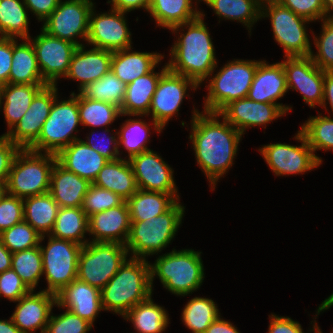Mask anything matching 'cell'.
Returning <instances> with one entry per match:
<instances>
[{"label":"cell","instance_id":"cell-1","mask_svg":"<svg viewBox=\"0 0 333 333\" xmlns=\"http://www.w3.org/2000/svg\"><path fill=\"white\" fill-rule=\"evenodd\" d=\"M203 112L194 108L189 138L199 167L215 188L218 179L233 165L243 134L224 118L220 123L219 113Z\"/></svg>","mask_w":333,"mask_h":333},{"label":"cell","instance_id":"cell-2","mask_svg":"<svg viewBox=\"0 0 333 333\" xmlns=\"http://www.w3.org/2000/svg\"><path fill=\"white\" fill-rule=\"evenodd\" d=\"M203 17L201 13L196 19L171 29L177 33L179 28H188L187 32L181 33L177 42L175 41L170 50L172 58L167 63L170 71L192 79L198 86L210 77L217 67L215 48Z\"/></svg>","mask_w":333,"mask_h":333},{"label":"cell","instance_id":"cell-3","mask_svg":"<svg viewBox=\"0 0 333 333\" xmlns=\"http://www.w3.org/2000/svg\"><path fill=\"white\" fill-rule=\"evenodd\" d=\"M150 264L130 257L100 290L103 310L124 316L131 308L152 296Z\"/></svg>","mask_w":333,"mask_h":333},{"label":"cell","instance_id":"cell-4","mask_svg":"<svg viewBox=\"0 0 333 333\" xmlns=\"http://www.w3.org/2000/svg\"><path fill=\"white\" fill-rule=\"evenodd\" d=\"M184 206L177 200L165 213L145 221H131L125 244L133 258L145 259L169 245L178 231L184 216Z\"/></svg>","mask_w":333,"mask_h":333},{"label":"cell","instance_id":"cell-5","mask_svg":"<svg viewBox=\"0 0 333 333\" xmlns=\"http://www.w3.org/2000/svg\"><path fill=\"white\" fill-rule=\"evenodd\" d=\"M201 252L184 249L163 254L155 263L150 264L151 287L157 275L164 288L185 296L198 289L204 280V267Z\"/></svg>","mask_w":333,"mask_h":333},{"label":"cell","instance_id":"cell-6","mask_svg":"<svg viewBox=\"0 0 333 333\" xmlns=\"http://www.w3.org/2000/svg\"><path fill=\"white\" fill-rule=\"evenodd\" d=\"M56 155L20 149L6 182L7 193L25 199L49 192Z\"/></svg>","mask_w":333,"mask_h":333},{"label":"cell","instance_id":"cell-7","mask_svg":"<svg viewBox=\"0 0 333 333\" xmlns=\"http://www.w3.org/2000/svg\"><path fill=\"white\" fill-rule=\"evenodd\" d=\"M260 62L237 59L225 64L209 80L204 111L219 113L230 102L246 98Z\"/></svg>","mask_w":333,"mask_h":333},{"label":"cell","instance_id":"cell-8","mask_svg":"<svg viewBox=\"0 0 333 333\" xmlns=\"http://www.w3.org/2000/svg\"><path fill=\"white\" fill-rule=\"evenodd\" d=\"M125 245L116 242H87L78 259L77 279L102 289L127 259Z\"/></svg>","mask_w":333,"mask_h":333},{"label":"cell","instance_id":"cell-9","mask_svg":"<svg viewBox=\"0 0 333 333\" xmlns=\"http://www.w3.org/2000/svg\"><path fill=\"white\" fill-rule=\"evenodd\" d=\"M71 98L58 102L55 98L50 114L43 124L38 140L29 148L31 151L57 155L66 146L80 138L72 133L80 124L78 94L71 93Z\"/></svg>","mask_w":333,"mask_h":333},{"label":"cell","instance_id":"cell-10","mask_svg":"<svg viewBox=\"0 0 333 333\" xmlns=\"http://www.w3.org/2000/svg\"><path fill=\"white\" fill-rule=\"evenodd\" d=\"M261 17H270L274 38L284 48L285 58L310 56L312 50L305 24L311 21L296 15L276 0L262 1Z\"/></svg>","mask_w":333,"mask_h":333},{"label":"cell","instance_id":"cell-11","mask_svg":"<svg viewBox=\"0 0 333 333\" xmlns=\"http://www.w3.org/2000/svg\"><path fill=\"white\" fill-rule=\"evenodd\" d=\"M48 244L41 246L43 274L48 287L45 290L58 294L64 287L77 279L78 259L82 245L48 235Z\"/></svg>","mask_w":333,"mask_h":333},{"label":"cell","instance_id":"cell-12","mask_svg":"<svg viewBox=\"0 0 333 333\" xmlns=\"http://www.w3.org/2000/svg\"><path fill=\"white\" fill-rule=\"evenodd\" d=\"M94 4L91 0H60L51 15L44 20L41 29L49 35L67 40L73 44L83 45L76 41L77 36L87 39L89 15Z\"/></svg>","mask_w":333,"mask_h":333},{"label":"cell","instance_id":"cell-13","mask_svg":"<svg viewBox=\"0 0 333 333\" xmlns=\"http://www.w3.org/2000/svg\"><path fill=\"white\" fill-rule=\"evenodd\" d=\"M295 139L302 144L293 146L276 143L264 145L259 149L275 175L301 174L317 168L322 163V159L314 154L301 130L298 131Z\"/></svg>","mask_w":333,"mask_h":333},{"label":"cell","instance_id":"cell-14","mask_svg":"<svg viewBox=\"0 0 333 333\" xmlns=\"http://www.w3.org/2000/svg\"><path fill=\"white\" fill-rule=\"evenodd\" d=\"M188 86L199 87L192 79L167 69L160 77L152 97L149 113H152L153 127L161 132L166 123L179 111Z\"/></svg>","mask_w":333,"mask_h":333},{"label":"cell","instance_id":"cell-15","mask_svg":"<svg viewBox=\"0 0 333 333\" xmlns=\"http://www.w3.org/2000/svg\"><path fill=\"white\" fill-rule=\"evenodd\" d=\"M35 49L38 68L42 78L49 85H56L60 77H65L77 45L67 40L49 35L43 29L40 35L31 40Z\"/></svg>","mask_w":333,"mask_h":333},{"label":"cell","instance_id":"cell-16","mask_svg":"<svg viewBox=\"0 0 333 333\" xmlns=\"http://www.w3.org/2000/svg\"><path fill=\"white\" fill-rule=\"evenodd\" d=\"M56 85L43 87L33 98L27 112L6 136L20 149H29L39 138L43 124L48 118L55 98Z\"/></svg>","mask_w":333,"mask_h":333},{"label":"cell","instance_id":"cell-17","mask_svg":"<svg viewBox=\"0 0 333 333\" xmlns=\"http://www.w3.org/2000/svg\"><path fill=\"white\" fill-rule=\"evenodd\" d=\"M286 74L287 90L302 94L303 100L314 108L322 106L324 92V71L315 65L310 56L287 57L281 62Z\"/></svg>","mask_w":333,"mask_h":333},{"label":"cell","instance_id":"cell-18","mask_svg":"<svg viewBox=\"0 0 333 333\" xmlns=\"http://www.w3.org/2000/svg\"><path fill=\"white\" fill-rule=\"evenodd\" d=\"M112 11L103 14L94 13V6L89 15L88 36L86 41L94 48L109 51L131 47V33L124 17L125 12Z\"/></svg>","mask_w":333,"mask_h":333},{"label":"cell","instance_id":"cell-19","mask_svg":"<svg viewBox=\"0 0 333 333\" xmlns=\"http://www.w3.org/2000/svg\"><path fill=\"white\" fill-rule=\"evenodd\" d=\"M136 179L138 189L171 194L179 200L172 168L153 150L132 156L128 159Z\"/></svg>","mask_w":333,"mask_h":333},{"label":"cell","instance_id":"cell-20","mask_svg":"<svg viewBox=\"0 0 333 333\" xmlns=\"http://www.w3.org/2000/svg\"><path fill=\"white\" fill-rule=\"evenodd\" d=\"M229 124L240 133L244 134L247 128L259 126L271 122L285 114V112L275 104L255 102L246 98L234 100L226 105L220 112Z\"/></svg>","mask_w":333,"mask_h":333},{"label":"cell","instance_id":"cell-21","mask_svg":"<svg viewBox=\"0 0 333 333\" xmlns=\"http://www.w3.org/2000/svg\"><path fill=\"white\" fill-rule=\"evenodd\" d=\"M33 292L31 290L17 301L18 304L11 316L22 333H32L39 328L41 333H44L52 308L56 305V294L42 290L36 294Z\"/></svg>","mask_w":333,"mask_h":333},{"label":"cell","instance_id":"cell-22","mask_svg":"<svg viewBox=\"0 0 333 333\" xmlns=\"http://www.w3.org/2000/svg\"><path fill=\"white\" fill-rule=\"evenodd\" d=\"M130 226L131 219L126 201L88 217V232L93 235V242H116L125 245Z\"/></svg>","mask_w":333,"mask_h":333},{"label":"cell","instance_id":"cell-23","mask_svg":"<svg viewBox=\"0 0 333 333\" xmlns=\"http://www.w3.org/2000/svg\"><path fill=\"white\" fill-rule=\"evenodd\" d=\"M286 74L281 62L267 64L261 61L256 69L247 98L255 102L278 105L285 113L291 110L289 106L276 103L287 93Z\"/></svg>","mask_w":333,"mask_h":333},{"label":"cell","instance_id":"cell-24","mask_svg":"<svg viewBox=\"0 0 333 333\" xmlns=\"http://www.w3.org/2000/svg\"><path fill=\"white\" fill-rule=\"evenodd\" d=\"M111 60L112 51L94 47L86 51L84 45L77 46L65 78L78 80L81 91L111 71Z\"/></svg>","mask_w":333,"mask_h":333},{"label":"cell","instance_id":"cell-25","mask_svg":"<svg viewBox=\"0 0 333 333\" xmlns=\"http://www.w3.org/2000/svg\"><path fill=\"white\" fill-rule=\"evenodd\" d=\"M56 306L66 308L92 325L103 310L100 289L78 279L56 294Z\"/></svg>","mask_w":333,"mask_h":333},{"label":"cell","instance_id":"cell-26","mask_svg":"<svg viewBox=\"0 0 333 333\" xmlns=\"http://www.w3.org/2000/svg\"><path fill=\"white\" fill-rule=\"evenodd\" d=\"M56 158L66 170L87 179L90 183L94 182L100 170L108 162L82 139L75 140L66 146L56 155Z\"/></svg>","mask_w":333,"mask_h":333},{"label":"cell","instance_id":"cell-27","mask_svg":"<svg viewBox=\"0 0 333 333\" xmlns=\"http://www.w3.org/2000/svg\"><path fill=\"white\" fill-rule=\"evenodd\" d=\"M91 183L66 170L57 161L52 172L49 193L59 207H81Z\"/></svg>","mask_w":333,"mask_h":333},{"label":"cell","instance_id":"cell-28","mask_svg":"<svg viewBox=\"0 0 333 333\" xmlns=\"http://www.w3.org/2000/svg\"><path fill=\"white\" fill-rule=\"evenodd\" d=\"M168 69L164 65L161 72H154L155 68L146 75L136 78L126 85L125 97L120 107L121 115L144 116L149 115L152 97L161 75Z\"/></svg>","mask_w":333,"mask_h":333},{"label":"cell","instance_id":"cell-29","mask_svg":"<svg viewBox=\"0 0 333 333\" xmlns=\"http://www.w3.org/2000/svg\"><path fill=\"white\" fill-rule=\"evenodd\" d=\"M131 48L112 52L111 71L126 85L151 72L164 57L159 53L130 52Z\"/></svg>","mask_w":333,"mask_h":333},{"label":"cell","instance_id":"cell-30","mask_svg":"<svg viewBox=\"0 0 333 333\" xmlns=\"http://www.w3.org/2000/svg\"><path fill=\"white\" fill-rule=\"evenodd\" d=\"M92 184L116 193L124 201L138 190L132 166L122 158L108 161Z\"/></svg>","mask_w":333,"mask_h":333},{"label":"cell","instance_id":"cell-31","mask_svg":"<svg viewBox=\"0 0 333 333\" xmlns=\"http://www.w3.org/2000/svg\"><path fill=\"white\" fill-rule=\"evenodd\" d=\"M49 84H6L1 89V107L8 123V132L20 121L29 109L33 98ZM2 100H5L2 102Z\"/></svg>","mask_w":333,"mask_h":333},{"label":"cell","instance_id":"cell-32","mask_svg":"<svg viewBox=\"0 0 333 333\" xmlns=\"http://www.w3.org/2000/svg\"><path fill=\"white\" fill-rule=\"evenodd\" d=\"M17 43L13 38V56L11 71L9 74L10 84H48L38 68L35 49L29 39Z\"/></svg>","mask_w":333,"mask_h":333},{"label":"cell","instance_id":"cell-33","mask_svg":"<svg viewBox=\"0 0 333 333\" xmlns=\"http://www.w3.org/2000/svg\"><path fill=\"white\" fill-rule=\"evenodd\" d=\"M58 209V203L49 192L23 199L24 221L41 236L51 233Z\"/></svg>","mask_w":333,"mask_h":333},{"label":"cell","instance_id":"cell-34","mask_svg":"<svg viewBox=\"0 0 333 333\" xmlns=\"http://www.w3.org/2000/svg\"><path fill=\"white\" fill-rule=\"evenodd\" d=\"M192 0H151L148 12L158 26L170 30L196 19L201 11L192 8Z\"/></svg>","mask_w":333,"mask_h":333},{"label":"cell","instance_id":"cell-35","mask_svg":"<svg viewBox=\"0 0 333 333\" xmlns=\"http://www.w3.org/2000/svg\"><path fill=\"white\" fill-rule=\"evenodd\" d=\"M176 201L171 194L138 189L126 202L131 221H145L165 213Z\"/></svg>","mask_w":333,"mask_h":333},{"label":"cell","instance_id":"cell-36","mask_svg":"<svg viewBox=\"0 0 333 333\" xmlns=\"http://www.w3.org/2000/svg\"><path fill=\"white\" fill-rule=\"evenodd\" d=\"M88 232V217L81 207H59L51 237L68 240L84 246L83 240Z\"/></svg>","mask_w":333,"mask_h":333},{"label":"cell","instance_id":"cell-37","mask_svg":"<svg viewBox=\"0 0 333 333\" xmlns=\"http://www.w3.org/2000/svg\"><path fill=\"white\" fill-rule=\"evenodd\" d=\"M153 302L151 296L131 308L123 318L134 325L138 333H162L168 326V313Z\"/></svg>","mask_w":333,"mask_h":333},{"label":"cell","instance_id":"cell-38","mask_svg":"<svg viewBox=\"0 0 333 333\" xmlns=\"http://www.w3.org/2000/svg\"><path fill=\"white\" fill-rule=\"evenodd\" d=\"M201 1V0H199ZM220 17L237 20L251 27L261 18L262 0H202Z\"/></svg>","mask_w":333,"mask_h":333},{"label":"cell","instance_id":"cell-39","mask_svg":"<svg viewBox=\"0 0 333 333\" xmlns=\"http://www.w3.org/2000/svg\"><path fill=\"white\" fill-rule=\"evenodd\" d=\"M27 7L20 0H0V37L29 39Z\"/></svg>","mask_w":333,"mask_h":333},{"label":"cell","instance_id":"cell-40","mask_svg":"<svg viewBox=\"0 0 333 333\" xmlns=\"http://www.w3.org/2000/svg\"><path fill=\"white\" fill-rule=\"evenodd\" d=\"M78 110L80 125L95 128L110 125L117 117L122 116L117 105L86 98L80 92Z\"/></svg>","mask_w":333,"mask_h":333},{"label":"cell","instance_id":"cell-41","mask_svg":"<svg viewBox=\"0 0 333 333\" xmlns=\"http://www.w3.org/2000/svg\"><path fill=\"white\" fill-rule=\"evenodd\" d=\"M219 309L212 299L194 297L185 305L182 321L192 333H204L212 322L218 318Z\"/></svg>","mask_w":333,"mask_h":333},{"label":"cell","instance_id":"cell-42","mask_svg":"<svg viewBox=\"0 0 333 333\" xmlns=\"http://www.w3.org/2000/svg\"><path fill=\"white\" fill-rule=\"evenodd\" d=\"M126 91L123 83L112 71L88 84L80 93L89 99L111 103L121 107Z\"/></svg>","mask_w":333,"mask_h":333},{"label":"cell","instance_id":"cell-43","mask_svg":"<svg viewBox=\"0 0 333 333\" xmlns=\"http://www.w3.org/2000/svg\"><path fill=\"white\" fill-rule=\"evenodd\" d=\"M11 268L20 276L30 290L35 289L43 275L40 247H33L12 254Z\"/></svg>","mask_w":333,"mask_h":333},{"label":"cell","instance_id":"cell-44","mask_svg":"<svg viewBox=\"0 0 333 333\" xmlns=\"http://www.w3.org/2000/svg\"><path fill=\"white\" fill-rule=\"evenodd\" d=\"M300 130L313 152L333 150V119L330 116L310 117Z\"/></svg>","mask_w":333,"mask_h":333},{"label":"cell","instance_id":"cell-45","mask_svg":"<svg viewBox=\"0 0 333 333\" xmlns=\"http://www.w3.org/2000/svg\"><path fill=\"white\" fill-rule=\"evenodd\" d=\"M44 237L24 220L0 233L3 245L11 253L37 247Z\"/></svg>","mask_w":333,"mask_h":333},{"label":"cell","instance_id":"cell-46","mask_svg":"<svg viewBox=\"0 0 333 333\" xmlns=\"http://www.w3.org/2000/svg\"><path fill=\"white\" fill-rule=\"evenodd\" d=\"M117 133L118 146L121 144L128 151V159L132 156L151 150L145 143L148 140L149 125L141 120L128 119Z\"/></svg>","mask_w":333,"mask_h":333},{"label":"cell","instance_id":"cell-47","mask_svg":"<svg viewBox=\"0 0 333 333\" xmlns=\"http://www.w3.org/2000/svg\"><path fill=\"white\" fill-rule=\"evenodd\" d=\"M322 34L319 38H314V44L318 53H310V57L323 71H333V18L325 17L322 19Z\"/></svg>","mask_w":333,"mask_h":333},{"label":"cell","instance_id":"cell-48","mask_svg":"<svg viewBox=\"0 0 333 333\" xmlns=\"http://www.w3.org/2000/svg\"><path fill=\"white\" fill-rule=\"evenodd\" d=\"M123 201L116 193L91 183L84 196L81 209L89 217L95 213L119 206Z\"/></svg>","mask_w":333,"mask_h":333},{"label":"cell","instance_id":"cell-49","mask_svg":"<svg viewBox=\"0 0 333 333\" xmlns=\"http://www.w3.org/2000/svg\"><path fill=\"white\" fill-rule=\"evenodd\" d=\"M92 326L87 320L66 309L58 316L50 315L44 333H87Z\"/></svg>","mask_w":333,"mask_h":333},{"label":"cell","instance_id":"cell-50","mask_svg":"<svg viewBox=\"0 0 333 333\" xmlns=\"http://www.w3.org/2000/svg\"><path fill=\"white\" fill-rule=\"evenodd\" d=\"M23 220V199L6 193L0 199V233Z\"/></svg>","mask_w":333,"mask_h":333},{"label":"cell","instance_id":"cell-51","mask_svg":"<svg viewBox=\"0 0 333 333\" xmlns=\"http://www.w3.org/2000/svg\"><path fill=\"white\" fill-rule=\"evenodd\" d=\"M282 6L289 8L296 15L309 21L324 19L326 17L323 0H276Z\"/></svg>","mask_w":333,"mask_h":333},{"label":"cell","instance_id":"cell-52","mask_svg":"<svg viewBox=\"0 0 333 333\" xmlns=\"http://www.w3.org/2000/svg\"><path fill=\"white\" fill-rule=\"evenodd\" d=\"M30 291L12 268L0 273V296L3 295L8 300L17 302Z\"/></svg>","mask_w":333,"mask_h":333},{"label":"cell","instance_id":"cell-53","mask_svg":"<svg viewBox=\"0 0 333 333\" xmlns=\"http://www.w3.org/2000/svg\"><path fill=\"white\" fill-rule=\"evenodd\" d=\"M20 148L5 134L0 136V180L7 181L16 154Z\"/></svg>","mask_w":333,"mask_h":333},{"label":"cell","instance_id":"cell-54","mask_svg":"<svg viewBox=\"0 0 333 333\" xmlns=\"http://www.w3.org/2000/svg\"><path fill=\"white\" fill-rule=\"evenodd\" d=\"M13 56V38L0 37V84L9 83Z\"/></svg>","mask_w":333,"mask_h":333},{"label":"cell","instance_id":"cell-55","mask_svg":"<svg viewBox=\"0 0 333 333\" xmlns=\"http://www.w3.org/2000/svg\"><path fill=\"white\" fill-rule=\"evenodd\" d=\"M93 134L94 132H92L91 136L93 137ZM87 138V141H84L89 147H91L93 150L97 151L99 154H101L104 158H106L108 161H115V160H118L120 159L119 156V146H118V140L117 138H115V136H111L109 138H107V141L103 142V144H96L92 138V140L90 139V137H86ZM105 138V135L104 137H101V140ZM104 140V139H103ZM108 140L110 142H108ZM108 142V143H107ZM108 145H107V144ZM110 143L113 144V148L111 150L110 148ZM107 145V146H106Z\"/></svg>","mask_w":333,"mask_h":333},{"label":"cell","instance_id":"cell-56","mask_svg":"<svg viewBox=\"0 0 333 333\" xmlns=\"http://www.w3.org/2000/svg\"><path fill=\"white\" fill-rule=\"evenodd\" d=\"M268 333H304L301 325L289 317L272 314Z\"/></svg>","mask_w":333,"mask_h":333},{"label":"cell","instance_id":"cell-57","mask_svg":"<svg viewBox=\"0 0 333 333\" xmlns=\"http://www.w3.org/2000/svg\"><path fill=\"white\" fill-rule=\"evenodd\" d=\"M59 2L60 0H24L27 10L32 11L39 21L46 20Z\"/></svg>","mask_w":333,"mask_h":333},{"label":"cell","instance_id":"cell-58","mask_svg":"<svg viewBox=\"0 0 333 333\" xmlns=\"http://www.w3.org/2000/svg\"><path fill=\"white\" fill-rule=\"evenodd\" d=\"M151 0H111L107 3H112V7L120 12H131L135 9L145 8L149 10Z\"/></svg>","mask_w":333,"mask_h":333},{"label":"cell","instance_id":"cell-59","mask_svg":"<svg viewBox=\"0 0 333 333\" xmlns=\"http://www.w3.org/2000/svg\"><path fill=\"white\" fill-rule=\"evenodd\" d=\"M204 333H240L233 324L220 318H216Z\"/></svg>","mask_w":333,"mask_h":333},{"label":"cell","instance_id":"cell-60","mask_svg":"<svg viewBox=\"0 0 333 333\" xmlns=\"http://www.w3.org/2000/svg\"><path fill=\"white\" fill-rule=\"evenodd\" d=\"M326 100L333 111V71H324V92L322 107L326 109Z\"/></svg>","mask_w":333,"mask_h":333},{"label":"cell","instance_id":"cell-61","mask_svg":"<svg viewBox=\"0 0 333 333\" xmlns=\"http://www.w3.org/2000/svg\"><path fill=\"white\" fill-rule=\"evenodd\" d=\"M12 254L2 243L0 238V273L11 269Z\"/></svg>","mask_w":333,"mask_h":333},{"label":"cell","instance_id":"cell-62","mask_svg":"<svg viewBox=\"0 0 333 333\" xmlns=\"http://www.w3.org/2000/svg\"><path fill=\"white\" fill-rule=\"evenodd\" d=\"M0 333H22L14 324L12 318L8 320H0Z\"/></svg>","mask_w":333,"mask_h":333},{"label":"cell","instance_id":"cell-63","mask_svg":"<svg viewBox=\"0 0 333 333\" xmlns=\"http://www.w3.org/2000/svg\"><path fill=\"white\" fill-rule=\"evenodd\" d=\"M331 306H333V293L325 299L321 305H319L317 315H319L320 312L329 309Z\"/></svg>","mask_w":333,"mask_h":333},{"label":"cell","instance_id":"cell-64","mask_svg":"<svg viewBox=\"0 0 333 333\" xmlns=\"http://www.w3.org/2000/svg\"><path fill=\"white\" fill-rule=\"evenodd\" d=\"M323 3L325 6L326 17L333 18V15H331L330 13L331 11H333V0H323Z\"/></svg>","mask_w":333,"mask_h":333},{"label":"cell","instance_id":"cell-65","mask_svg":"<svg viewBox=\"0 0 333 333\" xmlns=\"http://www.w3.org/2000/svg\"><path fill=\"white\" fill-rule=\"evenodd\" d=\"M7 181L0 180V199L7 193Z\"/></svg>","mask_w":333,"mask_h":333},{"label":"cell","instance_id":"cell-66","mask_svg":"<svg viewBox=\"0 0 333 333\" xmlns=\"http://www.w3.org/2000/svg\"><path fill=\"white\" fill-rule=\"evenodd\" d=\"M313 326H314V327H313V329L310 330V332H311V331H314V333H315V332H316V333H322L321 329L318 327V325H316V321H315V324H314ZM331 333H333V332H331Z\"/></svg>","mask_w":333,"mask_h":333},{"label":"cell","instance_id":"cell-67","mask_svg":"<svg viewBox=\"0 0 333 333\" xmlns=\"http://www.w3.org/2000/svg\"><path fill=\"white\" fill-rule=\"evenodd\" d=\"M1 89H2V85L0 84V107H1Z\"/></svg>","mask_w":333,"mask_h":333}]
</instances>
